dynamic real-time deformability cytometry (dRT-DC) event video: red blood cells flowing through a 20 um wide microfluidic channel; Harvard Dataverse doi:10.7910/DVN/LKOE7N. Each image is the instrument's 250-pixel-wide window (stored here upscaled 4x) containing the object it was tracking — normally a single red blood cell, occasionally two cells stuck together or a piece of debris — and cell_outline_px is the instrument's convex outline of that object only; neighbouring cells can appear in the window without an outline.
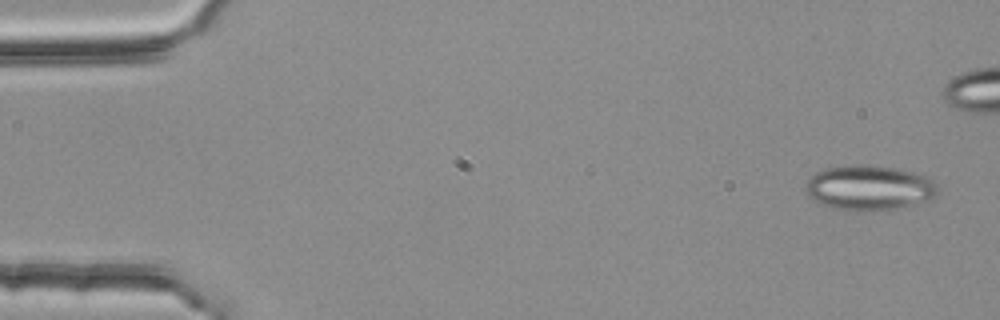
{"species": "common noctule bat (a hibernating species)", "species_latin": "Nyctalus noctula", "temperature_condition": "room temperature", "stored_images_in_passage": 43, "camera_frame_rate_fps": 3000, "um_per_image_px": 0.085, "animal": {"sex": "female", "body_mass_g": 25.1}, "frame": {"image": 1, "passage_image": 1, "time_ms": 0.0, "image_size_px": [1000, 320], "cell_outline_px": [[936, 196], [908, 204], [892, 208], [832, 208], [820, 204], [808, 196], [804, 184], [816, 172], [824, 168], [896, 168], [932, 176], [936, 180]], "centroid_in_image_um": [73.88, 15.95], "position_along_channel_um": 11.1, "area_um2": 32.6}}
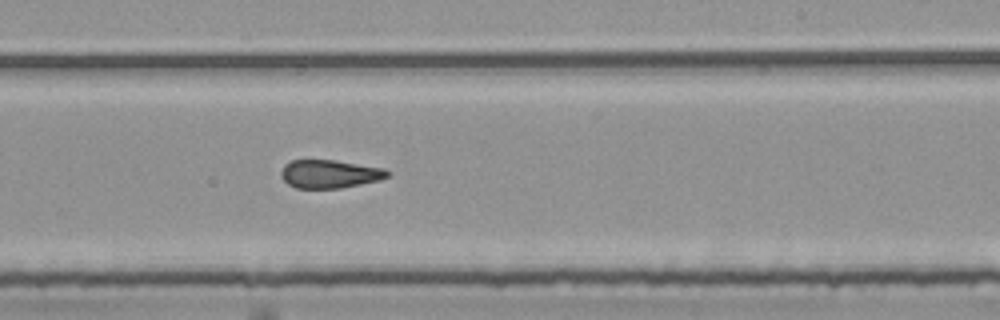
{"frame": {"image": 2, "passage_image": 31, "time_ms": 10.0, "image_size_px": [1000, 320], "cell_outline_px": [[392, 172], [388, 176], [380, 180], [340, 188], [296, 188], [288, 184], [280, 176], [280, 172], [284, 164], [292, 160], [336, 160], [384, 168]], "centroid_in_image_um": [28.02, 14.78], "position_along_channel_um": 261.0, "area_um2": 17.63}}
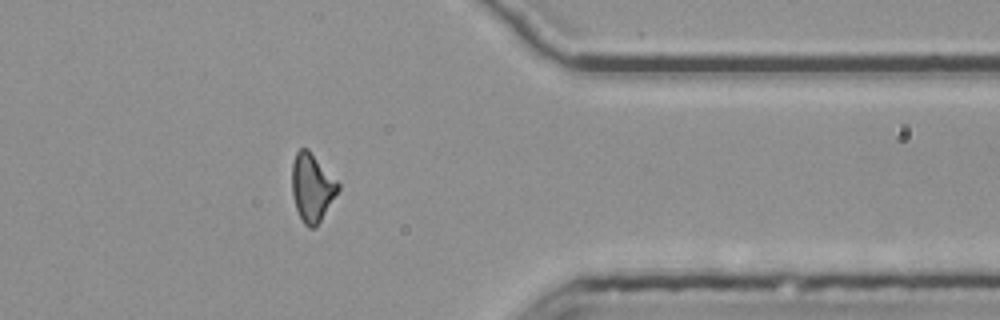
{"frame": {"image": 3, "passage_image": 42, "time_ms": 13.667, "image_size_px": [1000, 320], "cell_outline_px": [[340, 188], [316, 228], [308, 228], [304, 224], [296, 208], [292, 196], [292, 164], [296, 152], [300, 148], [308, 148], [340, 184]], "centroid_in_image_um": [26.51, 15.94], "position_along_channel_um": 384.9, "area_um2": 18.26}}